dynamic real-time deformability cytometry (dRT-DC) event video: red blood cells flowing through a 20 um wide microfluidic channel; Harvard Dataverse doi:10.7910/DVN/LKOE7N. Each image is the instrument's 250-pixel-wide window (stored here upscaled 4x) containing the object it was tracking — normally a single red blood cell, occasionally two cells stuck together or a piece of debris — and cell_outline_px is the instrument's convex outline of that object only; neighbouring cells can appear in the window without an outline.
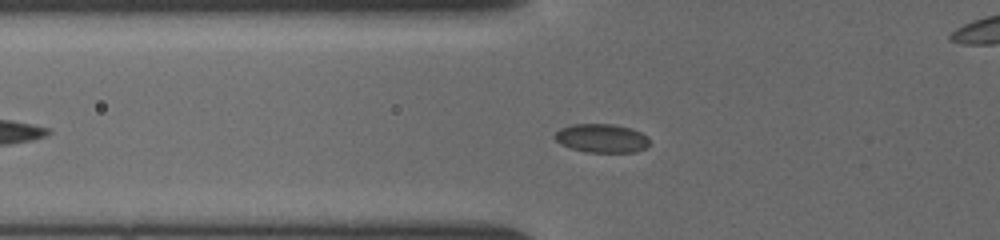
{"species": "common noctule bat (a hibernating species)", "species_latin": "Nyctalus noctula", "temperature_condition": "cold", "stored_images_in_passage": 22, "camera_frame_rate_fps": 3000, "um_per_image_px": 0.085, "animal": {"sex": "female", "body_mass_g": 19.5, "forearm_length_mm": 54.1}, "frame": {"image": 1, "passage_image": 2, "time_ms": 0.333, "image_size_px": [1000, 240], "cell_outline_px": [[648, 144], [644, 148], [636, 152], [584, 152], [560, 144], [552, 136], [560, 128], [572, 124], [612, 124], [632, 128], [648, 136]], "centroid_in_image_um": [51.12, 11.74], "position_along_channel_um": 74.7, "area_um2": 15.9}}
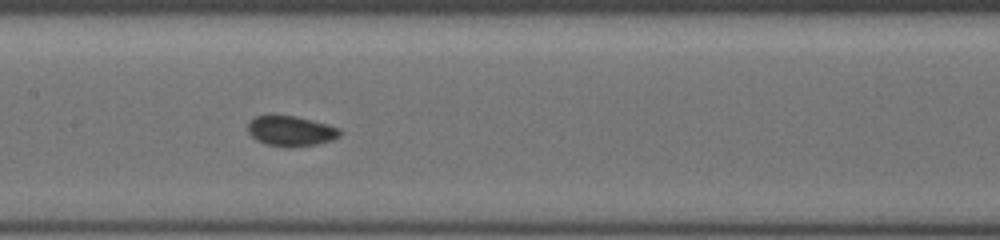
{"frame": {"image": 2, "passage_image": 9, "time_ms": 3.0, "image_size_px": [1000, 240], "cell_outline_px": [[344, 132], [340, 136], [332, 140], [316, 144], [292, 148], [288, 148], [264, 144], [256, 140], [248, 132], [248, 124], [256, 116], [272, 112], [296, 116], [328, 124], [340, 128]], "centroid_in_image_um": [24.72, 11.11], "position_along_channel_um": 182.7, "area_um2": 16.94}}
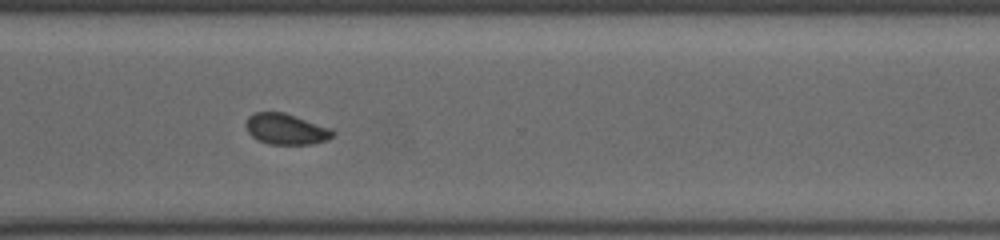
{"frame": {"image": 3, "passage_image": 16, "time_ms": 7.0, "image_size_px": [1000, 240], "cell_outline_px": [[336, 132], [328, 140], [312, 144], [268, 144], [256, 140], [248, 132], [244, 124], [248, 116], [256, 112], [284, 112], [332, 128]], "centroid_in_image_um": [24.31, 10.97], "position_along_channel_um": 346.3, "area_um2": 15.84}}